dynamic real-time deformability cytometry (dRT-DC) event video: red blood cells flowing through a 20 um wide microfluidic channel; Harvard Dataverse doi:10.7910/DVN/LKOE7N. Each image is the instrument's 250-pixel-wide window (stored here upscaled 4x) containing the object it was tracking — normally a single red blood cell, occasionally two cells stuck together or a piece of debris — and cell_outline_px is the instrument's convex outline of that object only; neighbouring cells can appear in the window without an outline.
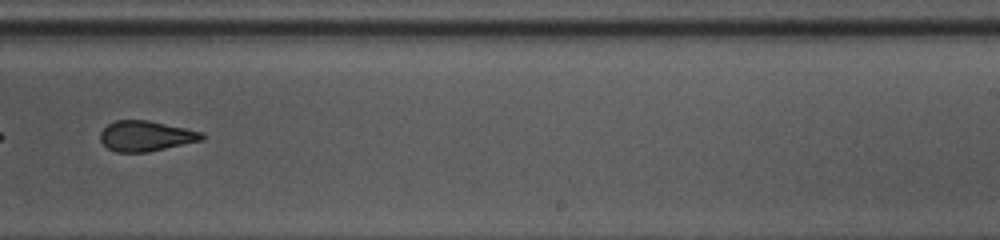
{"species": "common noctule bat (a hibernating species)", "species_latin": "Nyctalus noctula", "temperature_condition": "warm", "stored_images_in_passage": 34, "camera_frame_rate_fps": 3000, "um_per_image_px": 0.085, "animal": {"sex": "female", "body_mass_g": 10.0, "forearm_length_mm": 53.1}, "frame": {"image": 1, "passage_image": 20, "time_ms": 6.333, "image_size_px": [1000, 240], "cell_outline_px": [[204, 140], [148, 152], [116, 152], [108, 148], [100, 140], [100, 132], [108, 124], [116, 120], [148, 120], [184, 128], [200, 132], [204, 136]], "centroid_in_image_um": [12.38, 11.56], "position_along_channel_um": 276.6, "area_um2": 17.86}, "authors_computed_cell_mechanics": {"area_um2": 18.9873, "velocity_mm_per_s": 4.2781, "shape_relaxation_time_tau1_ms": 5.3219, "shape_relaxation_time_tau2_ms": 1.5328, "deformation_change_tau1": 0.1344, "deformation_change_tau2": 0.0973}}